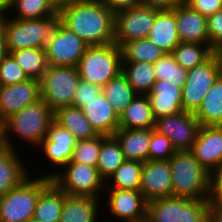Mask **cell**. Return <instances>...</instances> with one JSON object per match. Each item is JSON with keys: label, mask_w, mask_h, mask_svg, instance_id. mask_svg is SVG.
I'll use <instances>...</instances> for the list:
<instances>
[{"label": "cell", "mask_w": 222, "mask_h": 222, "mask_svg": "<svg viewBox=\"0 0 222 222\" xmlns=\"http://www.w3.org/2000/svg\"><path fill=\"white\" fill-rule=\"evenodd\" d=\"M58 13L62 24L88 46L114 43L115 12L103 0H77Z\"/></svg>", "instance_id": "6da1fadb"}, {"label": "cell", "mask_w": 222, "mask_h": 222, "mask_svg": "<svg viewBox=\"0 0 222 222\" xmlns=\"http://www.w3.org/2000/svg\"><path fill=\"white\" fill-rule=\"evenodd\" d=\"M53 120L54 112L40 98L3 121L4 144L13 150H18L16 149L18 145L14 144V139L17 138L18 144L22 140L23 144L28 143L27 145L32 146L35 151L46 137L47 129Z\"/></svg>", "instance_id": "7a4b0ae2"}, {"label": "cell", "mask_w": 222, "mask_h": 222, "mask_svg": "<svg viewBox=\"0 0 222 222\" xmlns=\"http://www.w3.org/2000/svg\"><path fill=\"white\" fill-rule=\"evenodd\" d=\"M172 196L189 199H209L211 174L190 150L176 151L169 159Z\"/></svg>", "instance_id": "3957f363"}, {"label": "cell", "mask_w": 222, "mask_h": 222, "mask_svg": "<svg viewBox=\"0 0 222 222\" xmlns=\"http://www.w3.org/2000/svg\"><path fill=\"white\" fill-rule=\"evenodd\" d=\"M62 24V16L40 19H15L4 13V33L9 52L45 48Z\"/></svg>", "instance_id": "277c9868"}, {"label": "cell", "mask_w": 222, "mask_h": 222, "mask_svg": "<svg viewBox=\"0 0 222 222\" xmlns=\"http://www.w3.org/2000/svg\"><path fill=\"white\" fill-rule=\"evenodd\" d=\"M30 174L0 198V222H26L33 218L40 192L52 181L44 175ZM33 176V177H31Z\"/></svg>", "instance_id": "5b68a950"}, {"label": "cell", "mask_w": 222, "mask_h": 222, "mask_svg": "<svg viewBox=\"0 0 222 222\" xmlns=\"http://www.w3.org/2000/svg\"><path fill=\"white\" fill-rule=\"evenodd\" d=\"M76 67L80 79L103 87L122 72L121 48L115 42L88 46Z\"/></svg>", "instance_id": "8992f818"}, {"label": "cell", "mask_w": 222, "mask_h": 222, "mask_svg": "<svg viewBox=\"0 0 222 222\" xmlns=\"http://www.w3.org/2000/svg\"><path fill=\"white\" fill-rule=\"evenodd\" d=\"M209 199L165 197L148 202L147 222H208Z\"/></svg>", "instance_id": "52a82bcc"}, {"label": "cell", "mask_w": 222, "mask_h": 222, "mask_svg": "<svg viewBox=\"0 0 222 222\" xmlns=\"http://www.w3.org/2000/svg\"><path fill=\"white\" fill-rule=\"evenodd\" d=\"M79 81L77 67L48 65L40 80L41 98L53 112L72 106Z\"/></svg>", "instance_id": "ba28073f"}, {"label": "cell", "mask_w": 222, "mask_h": 222, "mask_svg": "<svg viewBox=\"0 0 222 222\" xmlns=\"http://www.w3.org/2000/svg\"><path fill=\"white\" fill-rule=\"evenodd\" d=\"M51 179L67 195L105 197V181L95 166L70 161Z\"/></svg>", "instance_id": "9c48e42d"}, {"label": "cell", "mask_w": 222, "mask_h": 222, "mask_svg": "<svg viewBox=\"0 0 222 222\" xmlns=\"http://www.w3.org/2000/svg\"><path fill=\"white\" fill-rule=\"evenodd\" d=\"M221 74L222 68L216 53L201 65L188 70L186 82L182 87L183 110L195 113L205 94Z\"/></svg>", "instance_id": "30bf717a"}, {"label": "cell", "mask_w": 222, "mask_h": 222, "mask_svg": "<svg viewBox=\"0 0 222 222\" xmlns=\"http://www.w3.org/2000/svg\"><path fill=\"white\" fill-rule=\"evenodd\" d=\"M158 11L140 4L115 12L114 42L121 48L130 41L147 38Z\"/></svg>", "instance_id": "8fae6325"}, {"label": "cell", "mask_w": 222, "mask_h": 222, "mask_svg": "<svg viewBox=\"0 0 222 222\" xmlns=\"http://www.w3.org/2000/svg\"><path fill=\"white\" fill-rule=\"evenodd\" d=\"M103 195H106L107 199L103 197L102 201L106 200V202H102V204H104L106 212H109L108 217L105 216L103 221L110 217L115 220L114 222L147 221L148 202L140 190L105 189Z\"/></svg>", "instance_id": "7c38bea8"}, {"label": "cell", "mask_w": 222, "mask_h": 222, "mask_svg": "<svg viewBox=\"0 0 222 222\" xmlns=\"http://www.w3.org/2000/svg\"><path fill=\"white\" fill-rule=\"evenodd\" d=\"M76 142L72 134L55 120L50 123L46 137L37 148V152L43 153L41 157L43 155L45 157L44 160H48L47 164L53 165L51 173L48 171L46 172L47 174L45 173V176L52 178L71 161Z\"/></svg>", "instance_id": "4fadbf2b"}, {"label": "cell", "mask_w": 222, "mask_h": 222, "mask_svg": "<svg viewBox=\"0 0 222 222\" xmlns=\"http://www.w3.org/2000/svg\"><path fill=\"white\" fill-rule=\"evenodd\" d=\"M200 123L194 113H179L156 119L154 130L166 136L176 151L191 150L196 140Z\"/></svg>", "instance_id": "5bb4252c"}, {"label": "cell", "mask_w": 222, "mask_h": 222, "mask_svg": "<svg viewBox=\"0 0 222 222\" xmlns=\"http://www.w3.org/2000/svg\"><path fill=\"white\" fill-rule=\"evenodd\" d=\"M87 47L81 38L61 24L45 46L47 64L76 67Z\"/></svg>", "instance_id": "9a60e30c"}, {"label": "cell", "mask_w": 222, "mask_h": 222, "mask_svg": "<svg viewBox=\"0 0 222 222\" xmlns=\"http://www.w3.org/2000/svg\"><path fill=\"white\" fill-rule=\"evenodd\" d=\"M140 192L147 202L172 196L169 160H147L143 162Z\"/></svg>", "instance_id": "2e32d148"}, {"label": "cell", "mask_w": 222, "mask_h": 222, "mask_svg": "<svg viewBox=\"0 0 222 222\" xmlns=\"http://www.w3.org/2000/svg\"><path fill=\"white\" fill-rule=\"evenodd\" d=\"M41 98L40 80L29 78L24 82L0 86V121L19 112Z\"/></svg>", "instance_id": "e0dca14e"}, {"label": "cell", "mask_w": 222, "mask_h": 222, "mask_svg": "<svg viewBox=\"0 0 222 222\" xmlns=\"http://www.w3.org/2000/svg\"><path fill=\"white\" fill-rule=\"evenodd\" d=\"M190 151L212 174L222 166V126H200Z\"/></svg>", "instance_id": "ac0fdd59"}, {"label": "cell", "mask_w": 222, "mask_h": 222, "mask_svg": "<svg viewBox=\"0 0 222 222\" xmlns=\"http://www.w3.org/2000/svg\"><path fill=\"white\" fill-rule=\"evenodd\" d=\"M181 42L209 44L207 17L183 2L175 8Z\"/></svg>", "instance_id": "d6986e66"}, {"label": "cell", "mask_w": 222, "mask_h": 222, "mask_svg": "<svg viewBox=\"0 0 222 222\" xmlns=\"http://www.w3.org/2000/svg\"><path fill=\"white\" fill-rule=\"evenodd\" d=\"M155 119L183 111L182 88L167 80H156L147 94Z\"/></svg>", "instance_id": "ffe728a7"}, {"label": "cell", "mask_w": 222, "mask_h": 222, "mask_svg": "<svg viewBox=\"0 0 222 222\" xmlns=\"http://www.w3.org/2000/svg\"><path fill=\"white\" fill-rule=\"evenodd\" d=\"M102 199L91 196L67 195L64 197L59 222H99ZM102 205V206H101ZM100 213V214H99ZM101 215V216H100ZM99 220V221H98Z\"/></svg>", "instance_id": "44dd1931"}, {"label": "cell", "mask_w": 222, "mask_h": 222, "mask_svg": "<svg viewBox=\"0 0 222 222\" xmlns=\"http://www.w3.org/2000/svg\"><path fill=\"white\" fill-rule=\"evenodd\" d=\"M18 151L5 144L0 146V196L18 186L31 174Z\"/></svg>", "instance_id": "7402d4cb"}, {"label": "cell", "mask_w": 222, "mask_h": 222, "mask_svg": "<svg viewBox=\"0 0 222 222\" xmlns=\"http://www.w3.org/2000/svg\"><path fill=\"white\" fill-rule=\"evenodd\" d=\"M81 109L98 134L113 136L119 128V116L103 93Z\"/></svg>", "instance_id": "603a6c76"}, {"label": "cell", "mask_w": 222, "mask_h": 222, "mask_svg": "<svg viewBox=\"0 0 222 222\" xmlns=\"http://www.w3.org/2000/svg\"><path fill=\"white\" fill-rule=\"evenodd\" d=\"M147 38L165 53H172L181 42L178 36L175 8L157 12L154 25Z\"/></svg>", "instance_id": "cb8c5ba5"}, {"label": "cell", "mask_w": 222, "mask_h": 222, "mask_svg": "<svg viewBox=\"0 0 222 222\" xmlns=\"http://www.w3.org/2000/svg\"><path fill=\"white\" fill-rule=\"evenodd\" d=\"M121 145L126 160L146 162L151 129L118 128L113 135Z\"/></svg>", "instance_id": "d4e9b609"}, {"label": "cell", "mask_w": 222, "mask_h": 222, "mask_svg": "<svg viewBox=\"0 0 222 222\" xmlns=\"http://www.w3.org/2000/svg\"><path fill=\"white\" fill-rule=\"evenodd\" d=\"M155 117L147 95H137L119 116V128L154 129Z\"/></svg>", "instance_id": "484cf974"}, {"label": "cell", "mask_w": 222, "mask_h": 222, "mask_svg": "<svg viewBox=\"0 0 222 222\" xmlns=\"http://www.w3.org/2000/svg\"><path fill=\"white\" fill-rule=\"evenodd\" d=\"M66 193L51 181L41 192L33 218L40 222H59Z\"/></svg>", "instance_id": "4316f807"}, {"label": "cell", "mask_w": 222, "mask_h": 222, "mask_svg": "<svg viewBox=\"0 0 222 222\" xmlns=\"http://www.w3.org/2000/svg\"><path fill=\"white\" fill-rule=\"evenodd\" d=\"M54 120L67 129L76 141L90 139L98 135L81 108L74 106L59 108L54 112Z\"/></svg>", "instance_id": "83f0119b"}, {"label": "cell", "mask_w": 222, "mask_h": 222, "mask_svg": "<svg viewBox=\"0 0 222 222\" xmlns=\"http://www.w3.org/2000/svg\"><path fill=\"white\" fill-rule=\"evenodd\" d=\"M194 115L200 126H222V74L205 94Z\"/></svg>", "instance_id": "f1b7e54d"}, {"label": "cell", "mask_w": 222, "mask_h": 222, "mask_svg": "<svg viewBox=\"0 0 222 222\" xmlns=\"http://www.w3.org/2000/svg\"><path fill=\"white\" fill-rule=\"evenodd\" d=\"M58 12L50 0H5V13L15 19L53 17Z\"/></svg>", "instance_id": "f546056e"}, {"label": "cell", "mask_w": 222, "mask_h": 222, "mask_svg": "<svg viewBox=\"0 0 222 222\" xmlns=\"http://www.w3.org/2000/svg\"><path fill=\"white\" fill-rule=\"evenodd\" d=\"M102 93L120 116L138 95L121 72L102 87Z\"/></svg>", "instance_id": "4dcf8cb0"}, {"label": "cell", "mask_w": 222, "mask_h": 222, "mask_svg": "<svg viewBox=\"0 0 222 222\" xmlns=\"http://www.w3.org/2000/svg\"><path fill=\"white\" fill-rule=\"evenodd\" d=\"M122 73L138 95H147L156 82L153 63L122 62Z\"/></svg>", "instance_id": "1f68e13d"}, {"label": "cell", "mask_w": 222, "mask_h": 222, "mask_svg": "<svg viewBox=\"0 0 222 222\" xmlns=\"http://www.w3.org/2000/svg\"><path fill=\"white\" fill-rule=\"evenodd\" d=\"M143 162L125 160L105 181V189L140 190Z\"/></svg>", "instance_id": "d6a6232c"}, {"label": "cell", "mask_w": 222, "mask_h": 222, "mask_svg": "<svg viewBox=\"0 0 222 222\" xmlns=\"http://www.w3.org/2000/svg\"><path fill=\"white\" fill-rule=\"evenodd\" d=\"M28 78L41 80L48 66L45 48L18 49L10 52Z\"/></svg>", "instance_id": "836d02e7"}, {"label": "cell", "mask_w": 222, "mask_h": 222, "mask_svg": "<svg viewBox=\"0 0 222 222\" xmlns=\"http://www.w3.org/2000/svg\"><path fill=\"white\" fill-rule=\"evenodd\" d=\"M214 53L209 44L180 42L171 54L181 67L190 70L207 61Z\"/></svg>", "instance_id": "e575fe53"}, {"label": "cell", "mask_w": 222, "mask_h": 222, "mask_svg": "<svg viewBox=\"0 0 222 222\" xmlns=\"http://www.w3.org/2000/svg\"><path fill=\"white\" fill-rule=\"evenodd\" d=\"M121 145L114 136H108L101 145L97 169L101 178L106 181L125 161Z\"/></svg>", "instance_id": "d590c367"}, {"label": "cell", "mask_w": 222, "mask_h": 222, "mask_svg": "<svg viewBox=\"0 0 222 222\" xmlns=\"http://www.w3.org/2000/svg\"><path fill=\"white\" fill-rule=\"evenodd\" d=\"M122 62L155 63L165 52L148 38L137 39L125 43L121 47Z\"/></svg>", "instance_id": "8d00e7d4"}, {"label": "cell", "mask_w": 222, "mask_h": 222, "mask_svg": "<svg viewBox=\"0 0 222 222\" xmlns=\"http://www.w3.org/2000/svg\"><path fill=\"white\" fill-rule=\"evenodd\" d=\"M156 80H167L173 84L183 87L188 70L181 67L171 53H165L154 63Z\"/></svg>", "instance_id": "74e56055"}, {"label": "cell", "mask_w": 222, "mask_h": 222, "mask_svg": "<svg viewBox=\"0 0 222 222\" xmlns=\"http://www.w3.org/2000/svg\"><path fill=\"white\" fill-rule=\"evenodd\" d=\"M107 137V135L98 134L93 138L77 141L71 161L97 167L101 145Z\"/></svg>", "instance_id": "f35d334b"}, {"label": "cell", "mask_w": 222, "mask_h": 222, "mask_svg": "<svg viewBox=\"0 0 222 222\" xmlns=\"http://www.w3.org/2000/svg\"><path fill=\"white\" fill-rule=\"evenodd\" d=\"M175 152L176 149L166 136L151 129L148 160H169Z\"/></svg>", "instance_id": "ab89813d"}, {"label": "cell", "mask_w": 222, "mask_h": 222, "mask_svg": "<svg viewBox=\"0 0 222 222\" xmlns=\"http://www.w3.org/2000/svg\"><path fill=\"white\" fill-rule=\"evenodd\" d=\"M27 79L28 76L10 54L0 62V86L18 84Z\"/></svg>", "instance_id": "60d3db41"}, {"label": "cell", "mask_w": 222, "mask_h": 222, "mask_svg": "<svg viewBox=\"0 0 222 222\" xmlns=\"http://www.w3.org/2000/svg\"><path fill=\"white\" fill-rule=\"evenodd\" d=\"M102 93V87L94 85L89 81L80 79L78 88L73 98L72 106L82 108L95 97H98Z\"/></svg>", "instance_id": "b9f144b4"}, {"label": "cell", "mask_w": 222, "mask_h": 222, "mask_svg": "<svg viewBox=\"0 0 222 222\" xmlns=\"http://www.w3.org/2000/svg\"><path fill=\"white\" fill-rule=\"evenodd\" d=\"M209 45L216 51L222 46V9L207 17Z\"/></svg>", "instance_id": "7bdbcfd3"}, {"label": "cell", "mask_w": 222, "mask_h": 222, "mask_svg": "<svg viewBox=\"0 0 222 222\" xmlns=\"http://www.w3.org/2000/svg\"><path fill=\"white\" fill-rule=\"evenodd\" d=\"M184 2L206 17L222 9V0H184Z\"/></svg>", "instance_id": "ee69618b"}, {"label": "cell", "mask_w": 222, "mask_h": 222, "mask_svg": "<svg viewBox=\"0 0 222 222\" xmlns=\"http://www.w3.org/2000/svg\"><path fill=\"white\" fill-rule=\"evenodd\" d=\"M209 203L222 204V166L211 174Z\"/></svg>", "instance_id": "f6af8a7d"}, {"label": "cell", "mask_w": 222, "mask_h": 222, "mask_svg": "<svg viewBox=\"0 0 222 222\" xmlns=\"http://www.w3.org/2000/svg\"><path fill=\"white\" fill-rule=\"evenodd\" d=\"M183 2L184 0H140L141 5L148 6L159 11L173 10Z\"/></svg>", "instance_id": "bcb514c9"}, {"label": "cell", "mask_w": 222, "mask_h": 222, "mask_svg": "<svg viewBox=\"0 0 222 222\" xmlns=\"http://www.w3.org/2000/svg\"><path fill=\"white\" fill-rule=\"evenodd\" d=\"M103 2L114 12L140 5V0H103Z\"/></svg>", "instance_id": "7dc6e473"}, {"label": "cell", "mask_w": 222, "mask_h": 222, "mask_svg": "<svg viewBox=\"0 0 222 222\" xmlns=\"http://www.w3.org/2000/svg\"><path fill=\"white\" fill-rule=\"evenodd\" d=\"M208 222H222V204L209 203Z\"/></svg>", "instance_id": "c3c4849f"}, {"label": "cell", "mask_w": 222, "mask_h": 222, "mask_svg": "<svg viewBox=\"0 0 222 222\" xmlns=\"http://www.w3.org/2000/svg\"><path fill=\"white\" fill-rule=\"evenodd\" d=\"M9 54L10 52L7 47L5 33H4V15H3V17L0 18V62L4 60Z\"/></svg>", "instance_id": "681fc988"}, {"label": "cell", "mask_w": 222, "mask_h": 222, "mask_svg": "<svg viewBox=\"0 0 222 222\" xmlns=\"http://www.w3.org/2000/svg\"><path fill=\"white\" fill-rule=\"evenodd\" d=\"M50 1L59 10L61 7L72 4L74 1H77V0H50Z\"/></svg>", "instance_id": "f907efd6"}, {"label": "cell", "mask_w": 222, "mask_h": 222, "mask_svg": "<svg viewBox=\"0 0 222 222\" xmlns=\"http://www.w3.org/2000/svg\"><path fill=\"white\" fill-rule=\"evenodd\" d=\"M5 13V0H0V18L3 17Z\"/></svg>", "instance_id": "816d5d0a"}, {"label": "cell", "mask_w": 222, "mask_h": 222, "mask_svg": "<svg viewBox=\"0 0 222 222\" xmlns=\"http://www.w3.org/2000/svg\"><path fill=\"white\" fill-rule=\"evenodd\" d=\"M215 53L217 54L218 56V59L220 61V65H221V68H222V46L220 48H218Z\"/></svg>", "instance_id": "f5cc1de1"}, {"label": "cell", "mask_w": 222, "mask_h": 222, "mask_svg": "<svg viewBox=\"0 0 222 222\" xmlns=\"http://www.w3.org/2000/svg\"><path fill=\"white\" fill-rule=\"evenodd\" d=\"M4 144L3 141V122L0 121V146Z\"/></svg>", "instance_id": "db71d44e"}, {"label": "cell", "mask_w": 222, "mask_h": 222, "mask_svg": "<svg viewBox=\"0 0 222 222\" xmlns=\"http://www.w3.org/2000/svg\"><path fill=\"white\" fill-rule=\"evenodd\" d=\"M26 222H40V221H38V220H36L34 218H31V219H28Z\"/></svg>", "instance_id": "11a10c76"}]
</instances>
